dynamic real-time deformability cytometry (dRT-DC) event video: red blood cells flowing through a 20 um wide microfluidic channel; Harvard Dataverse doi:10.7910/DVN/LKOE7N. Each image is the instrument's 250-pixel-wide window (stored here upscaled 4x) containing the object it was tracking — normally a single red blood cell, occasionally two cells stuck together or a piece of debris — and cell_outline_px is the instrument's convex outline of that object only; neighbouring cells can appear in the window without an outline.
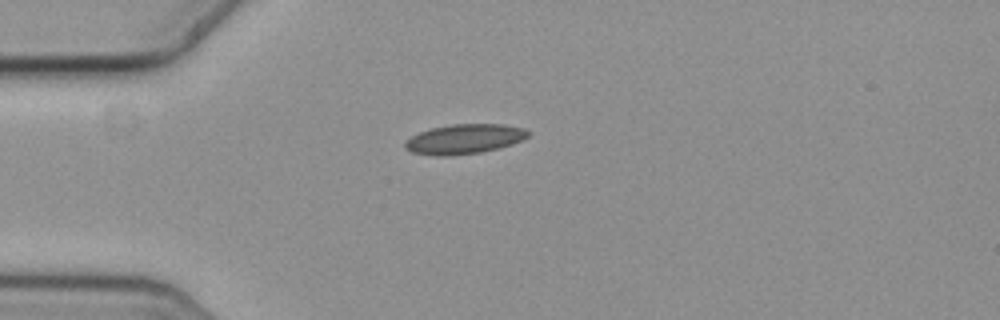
{"species": "common noctule bat (a hibernating species)", "species_latin": "Nyctalus noctula", "temperature_condition": "cold", "stored_images_in_passage": 38, "camera_frame_rate_fps": 3000, "um_per_image_px": 0.085, "animal": {"sex": "female", "body_mass_g": 19.3, "forearm_length_mm": 54.1}, "frame": {"image": 1, "passage_image": 1, "time_ms": 0.0, "image_size_px": [1000, 320], "cell_outline_px": [[532, 132], [524, 140], [500, 148], [480, 152], [452, 156], [436, 156], [412, 152], [404, 148], [404, 144], [412, 136], [420, 132], [432, 128], [452, 124], [504, 124], [524, 128]], "centroid_in_image_um": [39.52, 11.82], "position_along_channel_um": 45.5, "area_um2": 21.44}}
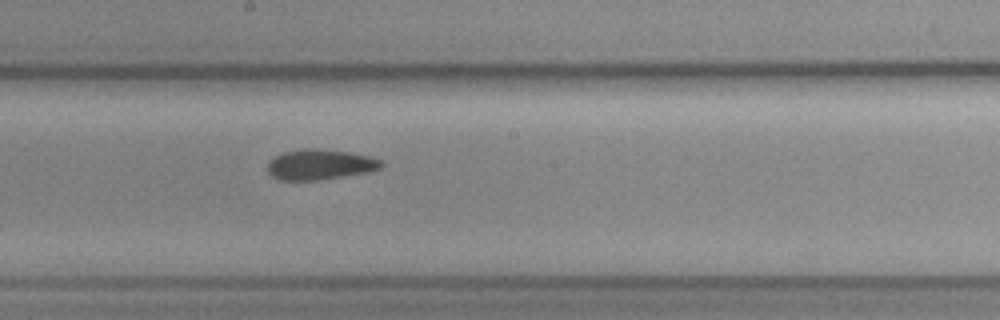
{"frame": {"image": 2, "passage_image": 17, "time_ms": 5.333, "image_size_px": [1000, 320], "cell_outline_px": [[384, 164], [380, 168], [368, 172], [316, 180], [280, 180], [272, 176], [268, 172], [268, 160], [284, 152], [304, 148], [316, 148], [348, 152], [368, 156], [380, 160]], "centroid_in_image_um": [27.17, 13.98], "position_along_channel_um": 221.0, "area_um2": 19.94}}
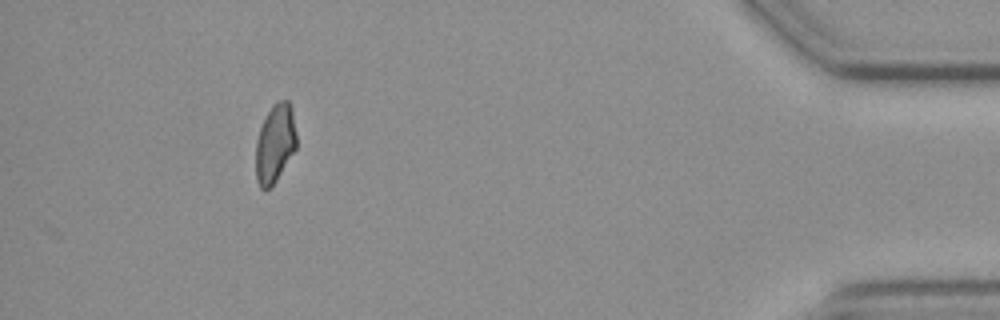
{"frame": {"image": 3, "passage_image": 38, "time_ms": 12.333, "image_size_px": [1000, 320], "cell_outline_px": [[296, 148], [276, 180], [264, 192], [260, 188], [256, 180], [256, 140], [260, 128], [272, 104], [280, 100], [288, 100], [292, 108], [296, 132]], "centroid_in_image_um": [23.37, 12.19], "position_along_channel_um": 411.8, "area_um2": 18.55}, "authors_computed_cell_mechanics": {"area_um2": 19.8832, "velocity_mm_per_s": 3.6384, "shape_relaxation_time_tau1_ms": 5.4614, "shape_relaxation_time_tau2_ms": 3.7019, "deformation_change_tau1": 0.0877, "deformation_change_tau2": 0.0886}}